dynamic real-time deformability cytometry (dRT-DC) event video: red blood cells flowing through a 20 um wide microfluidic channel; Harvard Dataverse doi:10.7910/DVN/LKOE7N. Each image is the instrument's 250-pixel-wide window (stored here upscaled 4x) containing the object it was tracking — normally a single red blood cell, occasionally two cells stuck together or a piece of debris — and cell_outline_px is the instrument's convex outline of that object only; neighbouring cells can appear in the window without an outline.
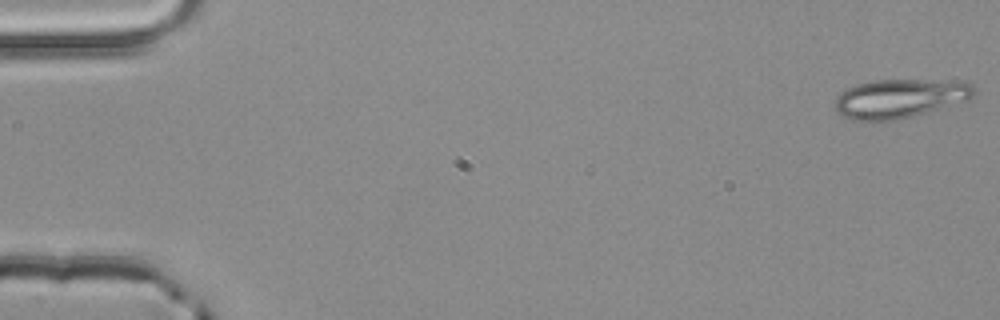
{"species": "common noctule bat (a hibernating species)", "species_latin": "Nyctalus noctula", "temperature_condition": "room temperature", "stored_images_in_passage": 5, "camera_frame_rate_fps": 3000, "um_per_image_px": 0.085, "animal": {"sex": "male", "body_mass_g": 20.4}, "frame": {"image": 1, "passage_image": 1, "time_ms": 0.0, "image_size_px": [1000, 320], "cell_outline_px": [[976, 92], [972, 96], [964, 100], [940, 108], [912, 116], [896, 120], [852, 120], [836, 112], [832, 100], [840, 92], [856, 84], [872, 80], [964, 80], [972, 84], [976, 88]], "centroid_in_image_um": [76.45, 8.35], "position_along_channel_um": 8.6, "area_um2": 31.73}}